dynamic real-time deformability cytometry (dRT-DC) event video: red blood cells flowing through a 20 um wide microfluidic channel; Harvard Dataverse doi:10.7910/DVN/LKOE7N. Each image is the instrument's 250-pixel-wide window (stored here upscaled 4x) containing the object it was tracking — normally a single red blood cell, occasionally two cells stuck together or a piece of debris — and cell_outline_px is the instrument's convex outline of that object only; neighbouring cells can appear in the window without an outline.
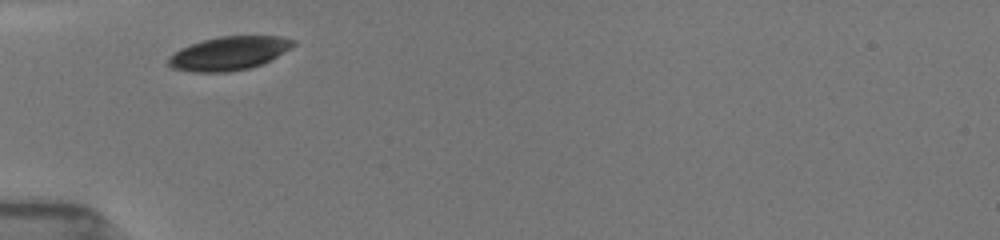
{"species": "common noctule bat (a hibernating species)", "species_latin": "Nyctalus noctula", "temperature_condition": "room temperature", "stored_images_in_passage": 2, "camera_frame_rate_fps": 3000, "um_per_image_px": 0.085, "animal": {"sex": "female", "body_mass_g": 19.5, "forearm_length_mm": 54.1}, "frame": {"image": 1, "passage_image": 1, "time_ms": 0.0, "image_size_px": [1000, 240], "cell_outline_px": [[296, 44], [292, 48], [272, 60], [248, 68], [228, 72], [192, 72], [172, 68], [164, 64], [180, 48], [204, 40], [220, 36], [280, 36], [296, 40]], "centroid_in_image_um": [19.5, 4.53], "position_along_channel_um": 65.5, "area_um2": 24.51}}